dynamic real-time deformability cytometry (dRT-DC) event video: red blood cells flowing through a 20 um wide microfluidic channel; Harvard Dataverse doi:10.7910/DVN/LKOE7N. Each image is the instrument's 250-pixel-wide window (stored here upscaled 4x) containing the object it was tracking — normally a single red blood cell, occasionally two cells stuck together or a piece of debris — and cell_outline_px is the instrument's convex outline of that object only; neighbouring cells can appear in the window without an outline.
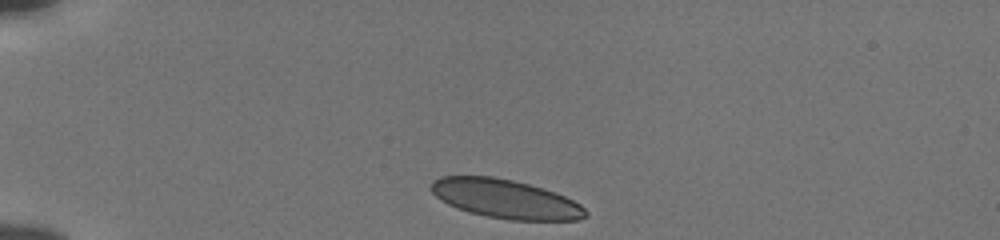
{"species": "human", "species_latin": "Homo sapiens", "temperature_condition": "cold", "stored_images_in_passage": 38, "camera_frame_rate_fps": 3000, "um_per_image_px": 0.085, "donor": {"sex": "male"}, "frame": {"image": 1, "passage_image": 1, "time_ms": 0.0, "image_size_px": [1000, 240], "cell_outline_px": [[588, 216], [580, 220], [508, 220], [468, 212], [456, 208], [440, 200], [432, 192], [432, 180], [440, 176], [492, 176], [512, 180], [544, 188], [556, 192], [580, 204], [588, 212]], "centroid_in_image_um": [42.98, 16.91], "position_along_channel_um": 42.0, "area_um2": 35.08}}
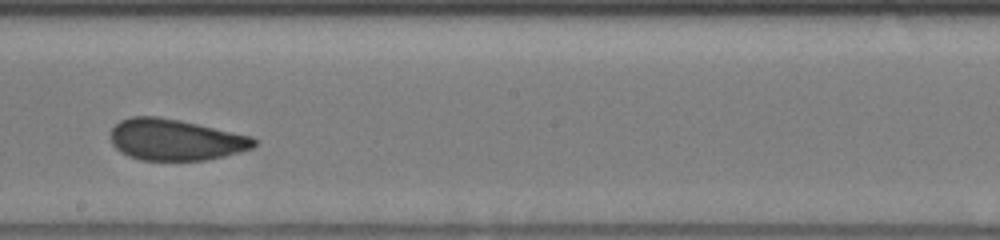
{"frame": {"image": 2, "passage_image": 20, "time_ms": 6.333, "image_size_px": [1000, 240], "cell_outline_px": [[256, 144], [252, 148], [224, 156], [204, 160], [140, 160], [128, 156], [120, 152], [112, 144], [112, 128], [120, 120], [132, 116], [156, 116], [180, 120], [252, 136], [256, 140]], "centroid_in_image_um": [14.9, 11.87], "position_along_channel_um": 233.3, "area_um2": 34.39}}
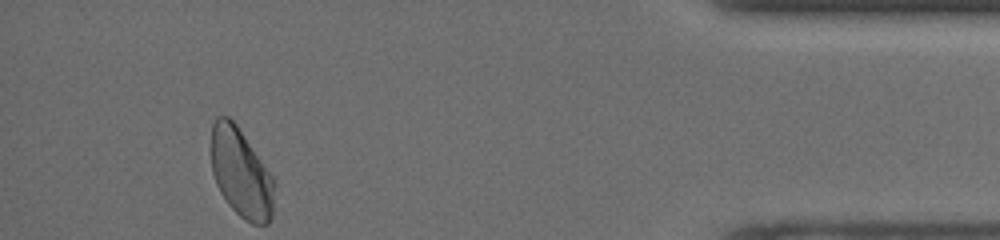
{"frame": {"image": 3, "passage_image": 38, "time_ms": 12.333, "image_size_px": [1000, 240], "cell_outline_px": [[276, 184], [272, 216], [268, 224], [252, 224], [244, 220], [228, 204], [220, 192], [216, 184], [212, 172], [212, 124], [216, 116], [228, 116], [236, 124], [272, 176]], "centroid_in_image_um": [20.5, 14.74], "position_along_channel_um": 414.7, "area_um2": 32.71}, "authors_computed_cell_mechanics": {"area_um2": 35.0268, "velocity_mm_per_s": 3.8082, "shape_relaxation_time_tau1_ms": null, "shape_relaxation_time_tau2_ms": 1.0607, "deformation_change_tau1": null, "deformation_change_tau2": 0.0459}}